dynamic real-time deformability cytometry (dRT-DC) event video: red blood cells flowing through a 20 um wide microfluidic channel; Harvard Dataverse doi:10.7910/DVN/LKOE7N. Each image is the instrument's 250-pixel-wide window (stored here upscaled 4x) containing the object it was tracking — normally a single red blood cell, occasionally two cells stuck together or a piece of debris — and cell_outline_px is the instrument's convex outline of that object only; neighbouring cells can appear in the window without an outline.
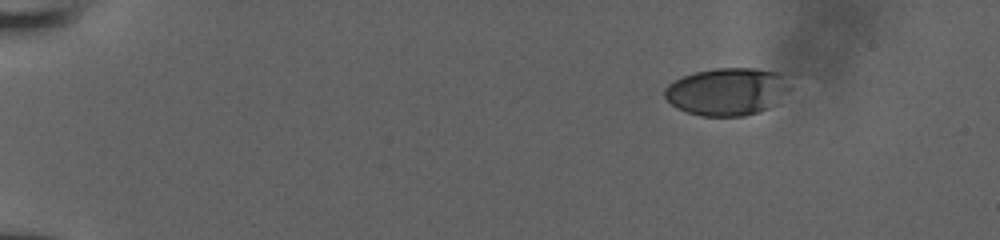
{"species": "human", "species_latin": "Homo sapiens", "temperature_condition": "room temperature", "stored_images_in_passage": 43, "camera_frame_rate_fps": 3000, "um_per_image_px": 0.085, "donor": {"sex": "male"}, "frame": {"image": 1, "passage_image": 1, "time_ms": 0.0, "image_size_px": [1000, 240], "cell_outline_px": [[792, 88], [768, 108], [744, 116], [700, 116], [676, 108], [664, 96], [664, 88], [668, 84], [684, 76], [696, 72], [716, 68], [756, 68], [788, 72]], "centroid_in_image_um": [61.88, 7.75], "position_along_channel_um": 23.1, "area_um2": 35.14}}
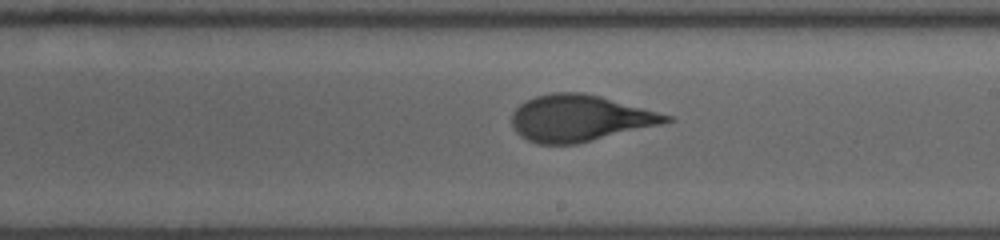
{"frame": {"image": 2, "passage_image": 24, "time_ms": 7.667, "image_size_px": [1000, 240], "cell_outline_px": [[676, 120], [660, 124], [576, 144], [536, 144], [520, 136], [516, 132], [512, 124], [512, 112], [520, 104], [536, 96], [552, 92], [584, 92], [600, 96], [672, 116]], "centroid_in_image_um": [49.24, 10.04], "position_along_channel_um": 239.8, "area_um2": 41.44}}
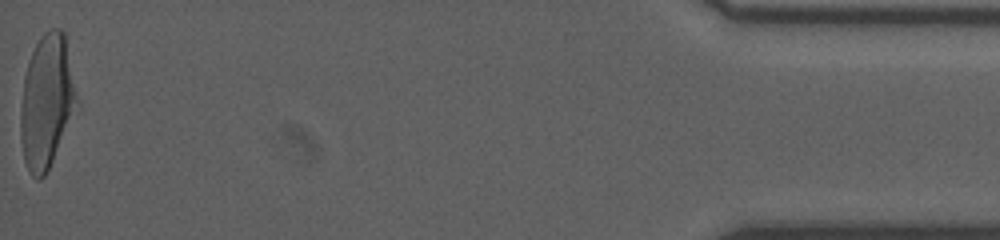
{"frame": {"image": 3, "passage_image": 43, "time_ms": 14.0, "image_size_px": [1000, 240], "cell_outline_px": [[80, 108], [44, 176], [40, 180], [36, 180], [28, 172], [24, 160], [20, 140], [20, 112], [24, 76], [28, 60], [36, 44], [44, 32], [48, 28], [60, 28], [64, 32]], "centroid_in_image_um": [3.99, 8.66], "position_along_channel_um": 431.2, "area_um2": 44.45}}